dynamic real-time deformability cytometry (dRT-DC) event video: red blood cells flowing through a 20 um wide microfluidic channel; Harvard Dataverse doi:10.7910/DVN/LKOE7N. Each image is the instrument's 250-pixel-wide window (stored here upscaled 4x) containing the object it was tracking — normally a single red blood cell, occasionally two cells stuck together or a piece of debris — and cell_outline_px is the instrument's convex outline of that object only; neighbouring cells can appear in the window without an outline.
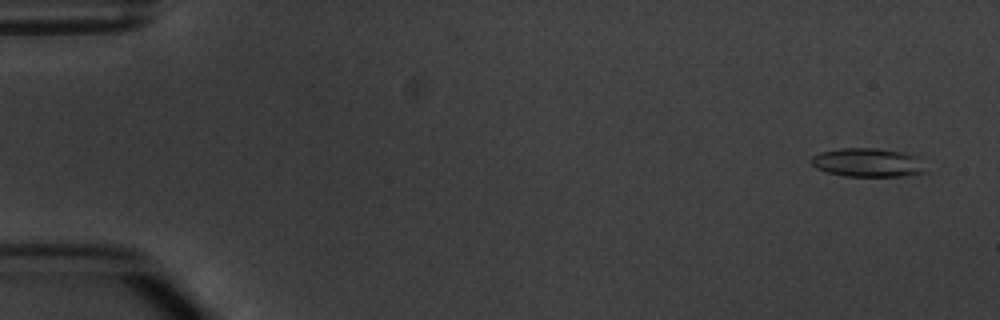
{"species": "common noctule bat (a hibernating species)", "species_latin": "Nyctalus noctula", "temperature_condition": "warm", "stored_images_in_passage": 4, "camera_frame_rate_fps": 3000, "um_per_image_px": 0.085, "animal": {"sex": "male", "body_mass_g": 20.1, "forearm_length_mm": 53.5}, "frame": {"image": 1, "passage_image": 1, "time_ms": 0.0, "image_size_px": [1000, 320], "cell_outline_px": [[928, 172], [904, 176], [844, 176], [828, 172], [816, 168], [808, 160], [812, 156], [820, 152], [840, 148], [876, 148], [900, 152], [920, 156]], "centroid_in_image_um": [73.79, 13.82], "position_along_channel_um": 11.2, "area_um2": 19.42}}